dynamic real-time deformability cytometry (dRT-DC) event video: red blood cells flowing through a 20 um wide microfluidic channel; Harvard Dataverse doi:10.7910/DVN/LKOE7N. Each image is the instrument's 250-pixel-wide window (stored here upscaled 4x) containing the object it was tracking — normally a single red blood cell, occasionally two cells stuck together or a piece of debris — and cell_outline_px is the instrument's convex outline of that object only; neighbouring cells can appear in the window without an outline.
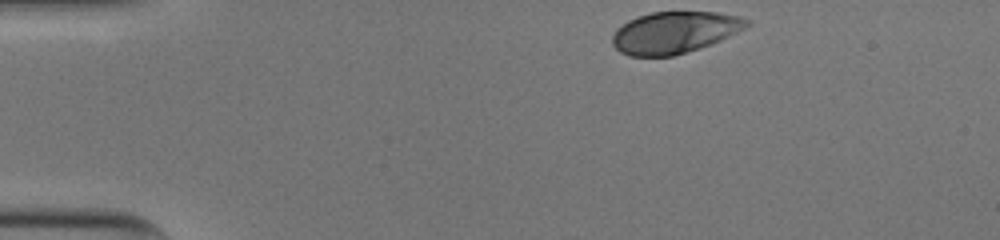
{"species": "human", "species_latin": "Homo sapiens", "temperature_condition": "cold", "stored_images_in_passage": 34, "camera_frame_rate_fps": 3000, "um_per_image_px": 0.085, "donor": {"sex": "male"}, "frame": {"image": 1, "passage_image": 1, "time_ms": 0.0, "image_size_px": [1000, 240], "cell_outline_px": [[752, 24], [720, 40], [700, 48], [672, 56], [628, 56], [620, 52], [612, 44], [612, 36], [616, 28], [628, 20], [636, 16], [652, 12], [716, 12], [740, 16], [752, 20]], "centroid_in_image_um": [57.32, 2.75], "position_along_channel_um": 27.7, "area_um2": 32.77}}
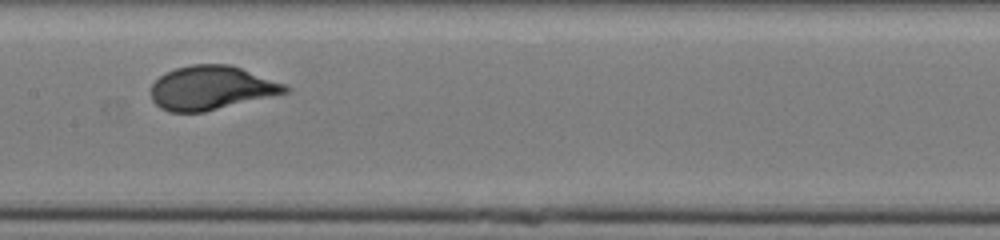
{"frame": {"image": 2, "passage_image": 19, "time_ms": 6.0, "image_size_px": [1000, 240], "cell_outline_px": [[292, 92], [204, 112], [168, 112], [160, 108], [152, 100], [152, 84], [160, 76], [176, 68], [192, 64], [228, 64], [288, 84], [292, 88]], "centroid_in_image_um": [18.03, 7.48], "position_along_channel_um": 189.4, "area_um2": 34.56}}
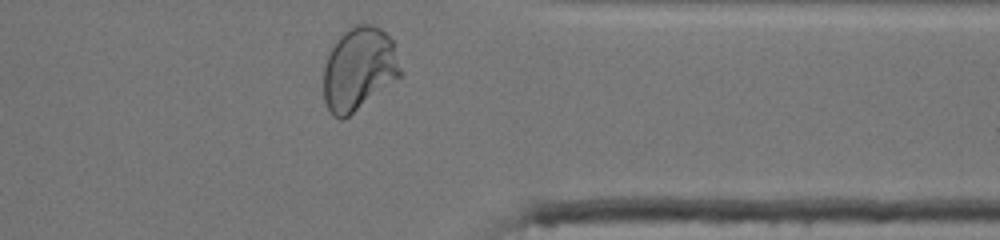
{"frame": {"image": 3, "passage_image": 34, "time_ms": 11.0, "image_size_px": [1000, 240], "cell_outline_px": [[400, 76], [348, 116], [340, 120], [332, 116], [324, 100], [324, 64], [332, 48], [348, 24], [372, 24], [380, 28], [392, 40], [400, 68]], "centroid_in_image_um": [30.47, 5.83], "position_along_channel_um": 380.9, "area_um2": 36.82}, "authors_computed_cell_mechanics": {"area_um2": 34.102, "velocity_mm_per_s": 3.947, "shape_relaxation_time_tau1_ms": 3.0608, "shape_relaxation_time_tau2_ms": null, "deformation_change_tau1": 0.17, "deformation_change_tau2": null}}